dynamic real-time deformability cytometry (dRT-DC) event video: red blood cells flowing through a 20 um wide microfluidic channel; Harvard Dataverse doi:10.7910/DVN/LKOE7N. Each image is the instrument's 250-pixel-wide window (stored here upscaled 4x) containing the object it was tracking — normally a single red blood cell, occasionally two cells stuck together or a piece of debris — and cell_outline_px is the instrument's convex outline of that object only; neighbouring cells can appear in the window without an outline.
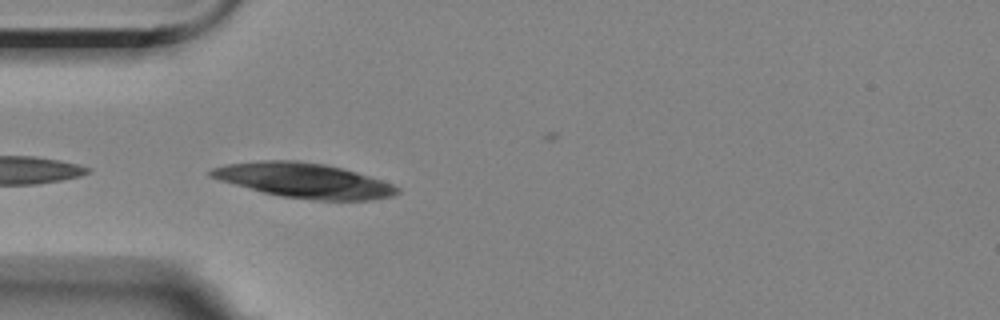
{"species": "Egyptian fruit bat (a non-hibernating species)", "species_latin": "Rousettus aegyptiacus", "temperature_condition": "room temperature", "stored_images_in_passage": 4, "camera_frame_rate_fps": 3000, "um_per_image_px": 0.085, "animal": {"sex": "female"}, "frame": {"image": 1, "passage_image": 4, "time_ms": 3.667, "image_size_px": [1000, 320], "cell_outline_px": [[400, 192], [392, 196], [368, 200], [316, 200], [280, 196], [264, 192], [220, 180], [208, 176], [208, 172], [212, 168], [228, 164], [256, 160], [300, 160], [324, 164], [356, 172], [392, 184], [400, 188]], "centroid_in_image_um": [25.82, 15.33], "position_along_channel_um": 59.2, "area_um2": 37.45}}